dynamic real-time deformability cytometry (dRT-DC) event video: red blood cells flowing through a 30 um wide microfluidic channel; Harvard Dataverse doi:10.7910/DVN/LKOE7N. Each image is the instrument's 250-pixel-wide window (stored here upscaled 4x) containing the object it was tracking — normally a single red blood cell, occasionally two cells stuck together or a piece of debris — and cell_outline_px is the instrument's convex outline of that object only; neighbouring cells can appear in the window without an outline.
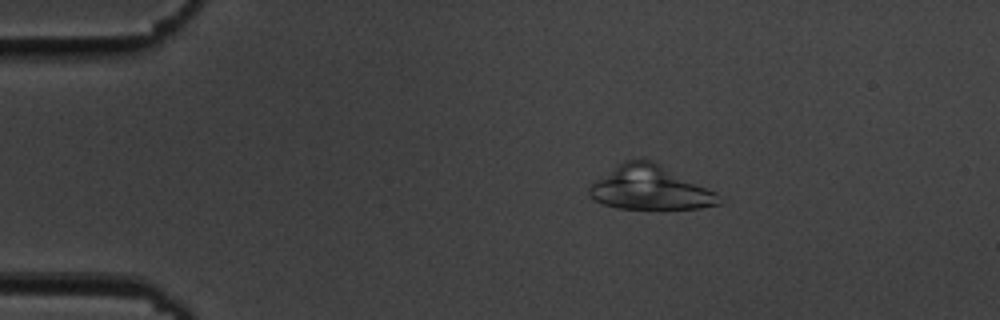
{"species": "common noctule bat (a hibernating species)", "species_latin": "Nyctalus noctula", "temperature_condition": "cold", "stored_images_in_passage": 43, "camera_frame_rate_fps": 3000, "um_per_image_px": 0.085, "animal": {"sex": "male", "body_mass_g": 19.5, "forearm_length_mm": 54.6}, "frame": {"image": 1, "passage_image": 9, "time_ms": 2.667, "image_size_px": [1000, 320], "cell_outline_px": [[724, 200], [720, 204], [700, 208], [616, 208], [604, 204], [596, 200], [588, 192], [588, 188], [596, 180], [624, 160], [640, 156], [652, 160], [716, 192]], "centroid_in_image_um": [55.27, 15.95], "position_along_channel_um": 29.7, "area_um2": 33.0}}
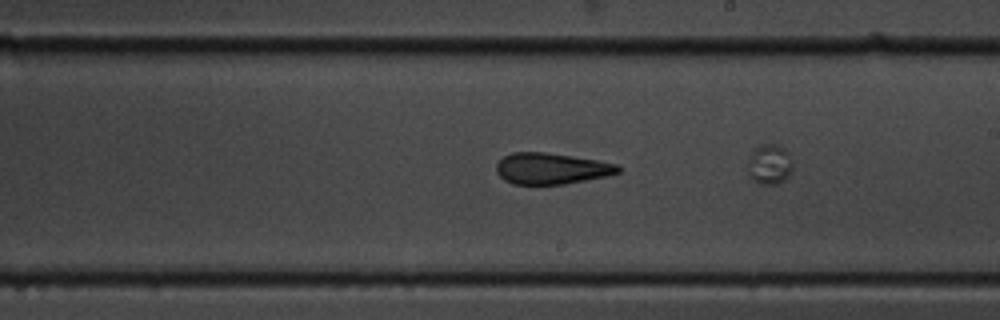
{"frame": {"image": 2, "passage_image": 31, "time_ms": 10.0, "image_size_px": [1000, 320], "cell_outline_px": [[620, 172], [604, 176], [564, 184], [512, 184], [504, 180], [496, 172], [496, 164], [504, 156], [512, 152], [544, 152], [572, 156], [596, 160], [616, 164], [620, 168]], "centroid_in_image_um": [46.81, 14.32], "position_along_channel_um": 242.2, "area_um2": 21.91}}
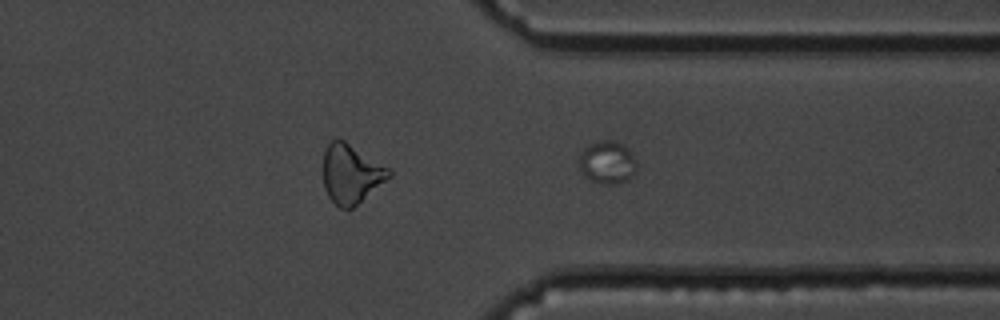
{"frame": {"image": 3, "passage_image": 43, "time_ms": 14.0, "image_size_px": [1000, 320], "cell_outline_px": [[636, 168], [632, 176], [628, 180], [620, 184], [600, 184], [584, 176], [576, 160], [584, 148], [588, 144], [600, 140], [612, 140], [628, 148], [636, 160]], "centroid_in_image_um": [51.59, 13.81], "position_along_channel_um": 359.8, "area_um2": 14.62}}